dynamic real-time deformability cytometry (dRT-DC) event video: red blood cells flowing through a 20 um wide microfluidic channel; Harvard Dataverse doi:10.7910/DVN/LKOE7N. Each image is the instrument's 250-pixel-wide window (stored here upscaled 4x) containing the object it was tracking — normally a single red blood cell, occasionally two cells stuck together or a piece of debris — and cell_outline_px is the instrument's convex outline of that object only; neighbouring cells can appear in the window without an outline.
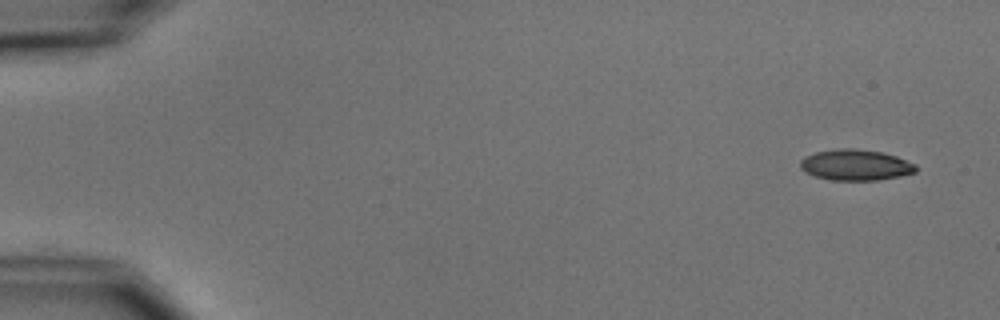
{"species": "common noctule bat (a hibernating species)", "species_latin": "Nyctalus noctula", "temperature_condition": "cold", "stored_images_in_passage": 5, "camera_frame_rate_fps": 3000, "um_per_image_px": 0.085, "animal": {"sex": "male", "body_mass_g": 15.6}, "frame": {"image": 1, "passage_image": 1, "time_ms": 0.0, "image_size_px": [1000, 320], "cell_outline_px": [[916, 172], [900, 176], [876, 180], [832, 180], [816, 176], [804, 172], [800, 168], [800, 160], [804, 156], [816, 152], [840, 148], [856, 148], [884, 152], [896, 156], [916, 164]], "centroid_in_image_um": [72.72, 14.01], "position_along_channel_um": 12.3, "area_um2": 20.92}}
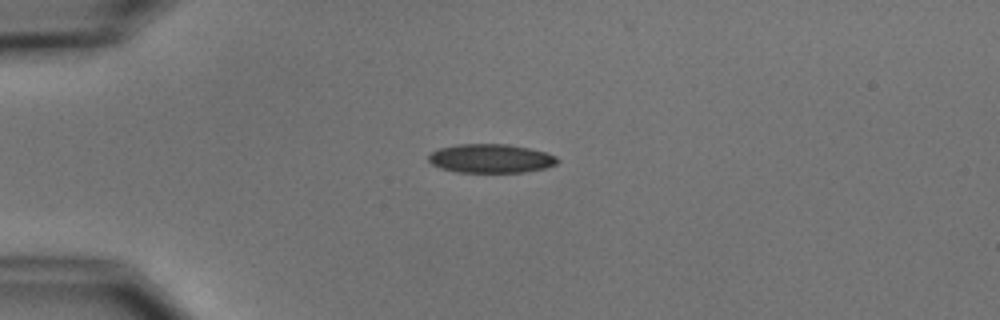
{"frame": {"image": 2, "passage_image": 4, "time_ms": 3.667, "image_size_px": [1000, 320], "cell_outline_px": [[560, 160], [556, 164], [544, 168], [524, 172], [456, 172], [440, 168], [432, 164], [428, 160], [428, 156], [432, 152], [440, 148], [456, 144], [508, 144], [528, 148], [544, 152], [556, 156]], "centroid_in_image_um": [41.7, 13.47], "position_along_channel_um": 43.3, "area_um2": 21.62}}